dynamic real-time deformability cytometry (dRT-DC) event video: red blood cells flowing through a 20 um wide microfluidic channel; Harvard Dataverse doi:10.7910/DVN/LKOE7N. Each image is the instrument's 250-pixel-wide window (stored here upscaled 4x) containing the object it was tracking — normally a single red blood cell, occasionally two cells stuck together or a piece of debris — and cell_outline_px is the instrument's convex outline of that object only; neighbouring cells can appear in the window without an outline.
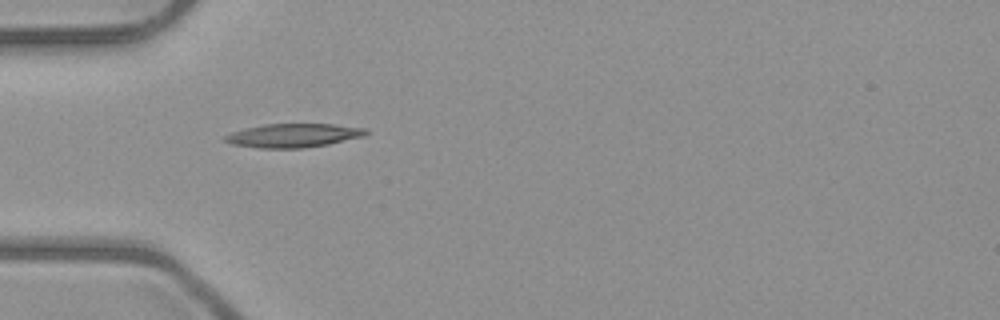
{"species": "common noctule bat (a hibernating species)", "species_latin": "Nyctalus noctula", "temperature_condition": "room temperature", "stored_images_in_passage": 2, "camera_frame_rate_fps": 3000, "um_per_image_px": 0.085, "animal": {"sex": "male", "body_mass_g": 23.1, "forearm_length_mm": 52.7}, "frame": {"image": 1, "passage_image": 1, "time_ms": 0.0, "image_size_px": [1000, 320], "cell_outline_px": [[368, 132], [364, 136], [328, 144], [304, 148], [260, 148], [232, 144], [224, 140], [224, 136], [232, 132], [244, 128], [264, 124], [332, 124], [368, 128]], "centroid_in_image_um": [24.95, 11.51], "position_along_channel_um": 60.1, "area_um2": 19.48}}
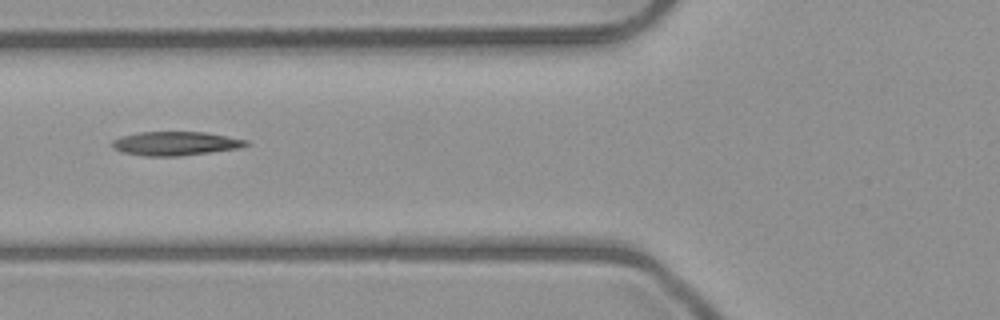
{"frame": {"image": 2, "passage_image": 2, "time_ms": 1.333, "image_size_px": [1000, 320], "cell_outline_px": [[248, 144], [240, 148], [180, 156], [144, 156], [124, 152], [112, 148], [112, 140], [120, 136], [140, 132], [204, 132], [248, 140]], "centroid_in_image_um": [14.89, 12.19], "position_along_channel_um": 110.9, "area_um2": 18.55}}